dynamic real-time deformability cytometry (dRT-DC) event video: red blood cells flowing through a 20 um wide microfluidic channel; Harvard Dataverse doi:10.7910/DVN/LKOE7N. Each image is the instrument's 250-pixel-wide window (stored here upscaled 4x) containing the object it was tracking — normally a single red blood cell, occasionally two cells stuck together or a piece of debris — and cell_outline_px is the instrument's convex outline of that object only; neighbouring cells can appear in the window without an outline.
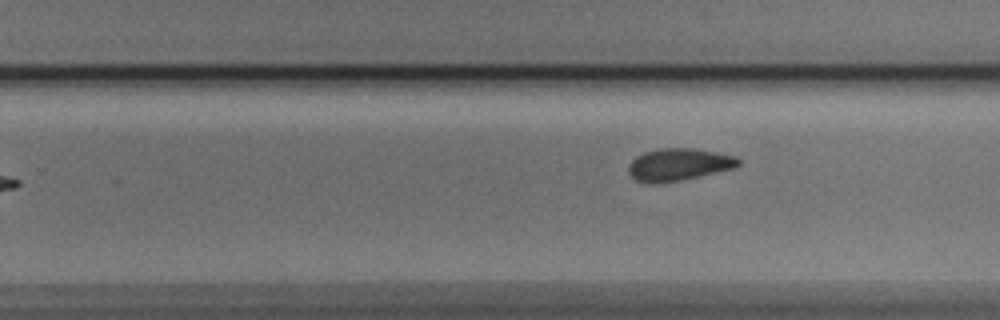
{"species": "Egyptian fruit bat (a non-hibernating species)", "species_latin": "Rousettus aegyptiacus", "temperature_condition": "cold", "stored_images_in_passage": 10, "camera_frame_rate_fps": 3000, "um_per_image_px": 0.085, "animal": {"sex": "male"}, "frame": {"image": 1, "passage_image": 10, "time_ms": 11.333, "image_size_px": [1000, 320], "cell_outline_px": [[740, 164], [736, 168], [680, 180], [652, 184], [648, 184], [636, 180], [628, 172], [628, 164], [636, 156], [644, 152], [660, 148], [692, 148], [736, 156], [740, 160]], "centroid_in_image_um": [57.67, 13.99], "position_along_channel_um": 272.1, "area_um2": 20.69}}